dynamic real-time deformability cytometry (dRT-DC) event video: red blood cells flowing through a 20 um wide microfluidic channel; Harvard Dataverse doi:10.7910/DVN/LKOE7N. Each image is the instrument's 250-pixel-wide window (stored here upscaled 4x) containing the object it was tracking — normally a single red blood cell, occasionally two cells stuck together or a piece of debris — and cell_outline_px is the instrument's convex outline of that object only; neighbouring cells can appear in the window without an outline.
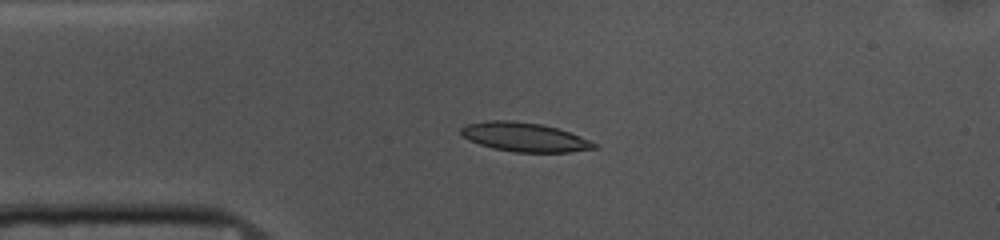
{"species": "common noctule bat (a hibernating species)", "species_latin": "Nyctalus noctula", "temperature_condition": "cold", "stored_images_in_passage": 51, "camera_frame_rate_fps": 3000, "um_per_image_px": 0.085, "animal": {"sex": "female", "body_mass_g": 10.0, "forearm_length_mm": 53.1}, "frame": {"image": 1, "passage_image": 10, "time_ms": 3.0, "image_size_px": [1000, 240], "cell_outline_px": [[600, 148], [568, 152], [512, 152], [492, 148], [468, 140], [460, 132], [460, 128], [464, 124], [488, 120], [512, 120], [540, 124], [556, 128], [580, 136], [600, 144]], "centroid_in_image_um": [44.59, 11.65], "position_along_channel_um": 40.4, "area_um2": 22.72}}
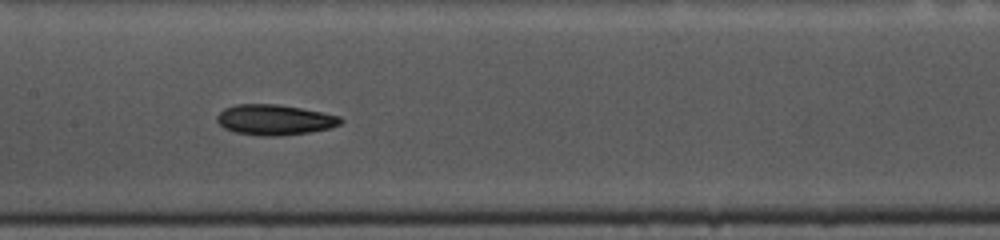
{"frame": {"image": 2, "passage_image": 23, "time_ms": 7.333, "image_size_px": [1000, 240], "cell_outline_px": [[344, 120], [340, 124], [328, 128], [308, 132], [280, 136], [260, 136], [236, 132], [224, 128], [216, 120], [216, 116], [224, 108], [236, 104], [276, 104], [324, 112], [340, 116]], "centroid_in_image_um": [23.33, 10.18], "position_along_channel_um": 184.1, "area_um2": 21.91}}
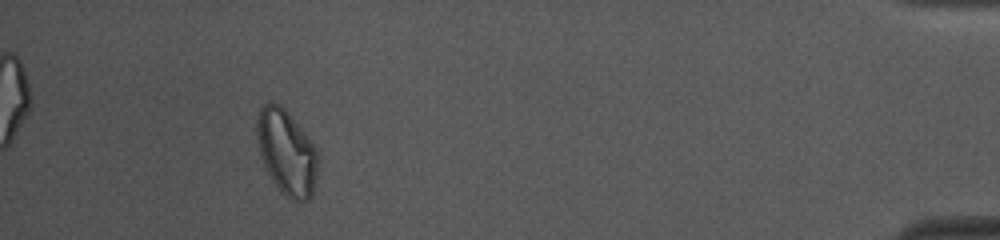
{"frame": {"image": 3, "passage_image": 47, "time_ms": 15.333, "image_size_px": [1000, 240], "cell_outline_px": [[316, 176], [312, 196], [308, 200], [292, 200], [280, 192], [272, 180], [264, 164], [260, 152], [256, 136], [256, 116], [260, 108], [268, 100], [280, 104], [288, 112], [312, 144], [316, 152]], "centroid_in_image_um": [24.31, 12.92], "position_along_channel_um": 410.9, "area_um2": 29.82}, "authors_computed_cell_mechanics": {"area_um2": 21.8484, "velocity_mm_per_s": 3.6847, "shape_relaxation_time_tau1_ms": 3.4073, "shape_relaxation_time_tau2_ms": 3.8557, "deformation_change_tau1": 0.1191, "deformation_change_tau2": 0.1018}}